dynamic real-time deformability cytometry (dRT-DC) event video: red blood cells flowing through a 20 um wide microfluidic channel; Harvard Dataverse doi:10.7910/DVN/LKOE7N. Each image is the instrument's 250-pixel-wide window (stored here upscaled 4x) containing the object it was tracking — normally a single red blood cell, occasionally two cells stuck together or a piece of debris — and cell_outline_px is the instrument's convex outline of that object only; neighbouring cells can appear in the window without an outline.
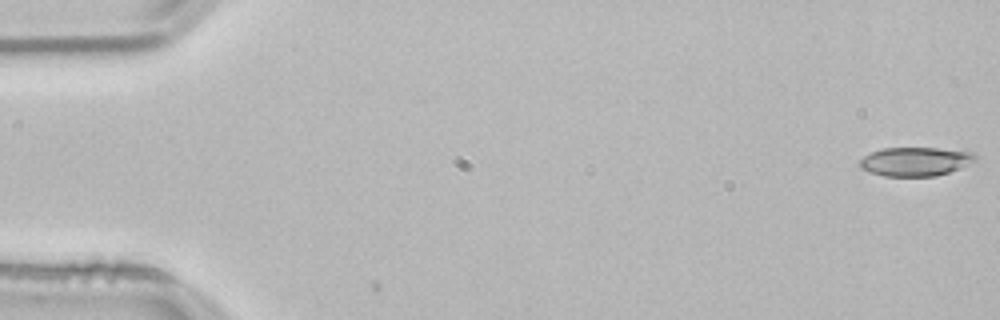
{"species": "common noctule bat (a hibernating species)", "species_latin": "Nyctalus noctula", "temperature_condition": "room temperature", "stored_images_in_passage": 3, "camera_frame_rate_fps": 3000, "um_per_image_px": 0.085, "animal": {"sex": "male", "body_mass_g": 21.5, "forearm_length_mm": 52.0}, "frame": {"image": 1, "passage_image": 1, "time_ms": 0.0, "image_size_px": [1000, 320], "cell_outline_px": [[976, 160], [960, 168], [936, 176], [884, 176], [868, 172], [860, 168], [860, 160], [864, 156], [872, 152], [884, 148], [936, 148], [972, 152], [976, 156]], "centroid_in_image_um": [77.79, 13.73], "position_along_channel_um": 7.2, "area_um2": 19.31}}